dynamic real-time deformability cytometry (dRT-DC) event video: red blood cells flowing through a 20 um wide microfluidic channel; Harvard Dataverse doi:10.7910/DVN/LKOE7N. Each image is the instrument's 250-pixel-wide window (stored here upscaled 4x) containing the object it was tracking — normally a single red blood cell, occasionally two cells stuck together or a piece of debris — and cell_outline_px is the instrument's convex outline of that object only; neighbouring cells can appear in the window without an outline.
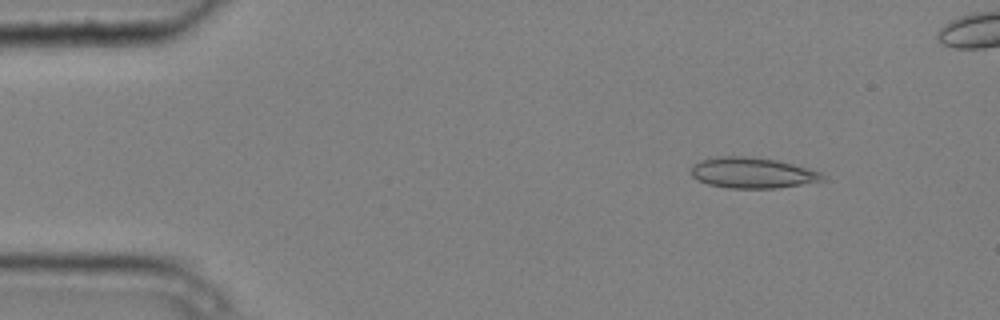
{"species": "common noctule bat (a hibernating species)", "species_latin": "Nyctalus noctula", "temperature_condition": "cold", "stored_images_in_passage": 7, "camera_frame_rate_fps": 3000, "um_per_image_px": 0.085, "animal": {"sex": "male", "body_mass_g": 20.4}, "frame": {"image": 1, "passage_image": 2, "time_ms": 0.333, "image_size_px": [1000, 320], "cell_outline_px": [[828, 180], [776, 188], [728, 188], [708, 184], [692, 176], [692, 164], [700, 160], [712, 156], [752, 156], [776, 160], [792, 164], [820, 172]], "centroid_in_image_um": [63.94, 14.68], "position_along_channel_um": 21.1, "area_um2": 23.58}}
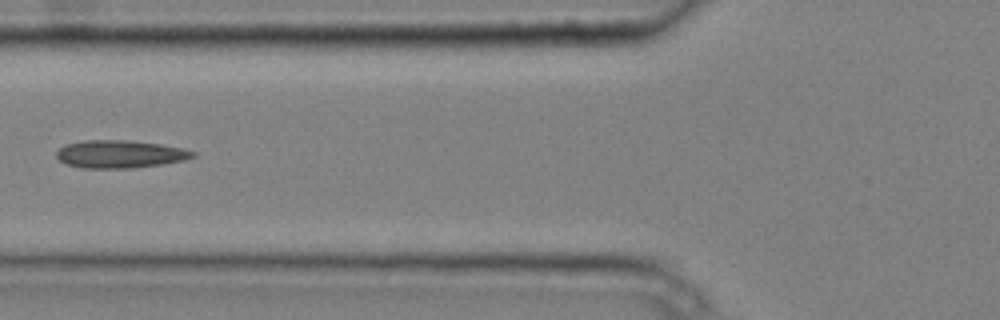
{"frame": {"image": 2, "passage_image": 6, "time_ms": 1.667, "image_size_px": [1000, 320], "cell_outline_px": [[196, 156], [184, 160], [160, 164], [132, 168], [80, 168], [64, 164], [56, 156], [56, 152], [64, 144], [84, 140], [128, 140], [160, 144], [184, 148], [196, 152]], "centroid_in_image_um": [10.17, 13.1], "position_along_channel_um": 115.6, "area_um2": 22.2}}
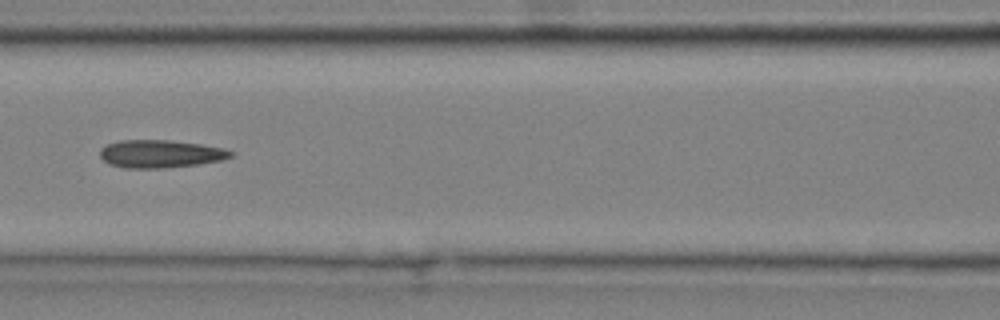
{"frame": {"image": 3, "passage_image": 7, "time_ms": 2.0, "image_size_px": [1000, 320], "cell_outline_px": [[236, 152], [232, 156], [220, 160], [196, 164], [164, 168], [124, 168], [108, 164], [100, 156], [100, 148], [108, 144], [120, 140], [172, 140], [200, 144], [224, 148]], "centroid_in_image_um": [13.62, 13.07], "position_along_channel_um": 153.0, "area_um2": 21.21}}